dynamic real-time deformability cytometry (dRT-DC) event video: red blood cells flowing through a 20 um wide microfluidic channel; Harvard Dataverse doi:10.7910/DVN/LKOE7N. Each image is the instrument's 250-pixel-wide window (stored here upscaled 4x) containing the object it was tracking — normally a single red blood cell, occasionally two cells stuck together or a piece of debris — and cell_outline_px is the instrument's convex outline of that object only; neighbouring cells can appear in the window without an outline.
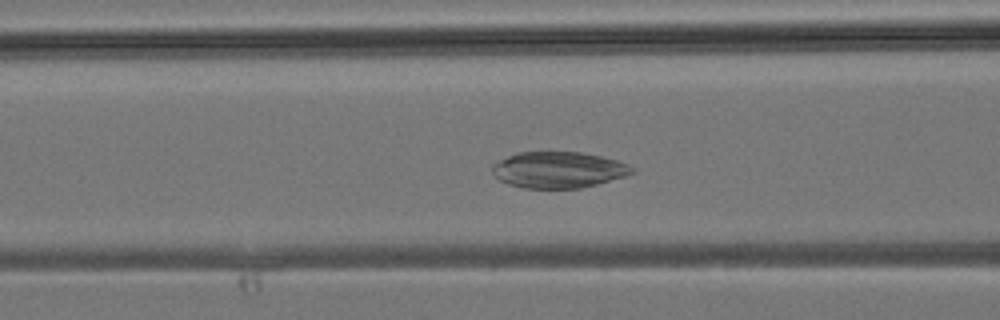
{"species": "common noctule bat (a hibernating species)", "species_latin": "Nyctalus noctula", "temperature_condition": "room temperature", "stored_images_in_passage": 36, "camera_frame_rate_fps": 3000, "um_per_image_px": 0.085, "animal": {"sex": "male", "body_mass_g": 19.2, "forearm_length_mm": 51.8}, "frame": {"image": 1, "passage_image": 13, "time_ms": 4.0, "image_size_px": [1000, 320], "cell_outline_px": [[636, 172], [624, 176], [596, 184], [580, 188], [524, 188], [508, 184], [500, 180], [492, 172], [492, 164], [516, 152], [584, 152], [616, 160], [628, 164], [636, 168]], "centroid_in_image_um": [47.47, 14.43], "position_along_channel_um": 119.1, "area_um2": 29.48}}
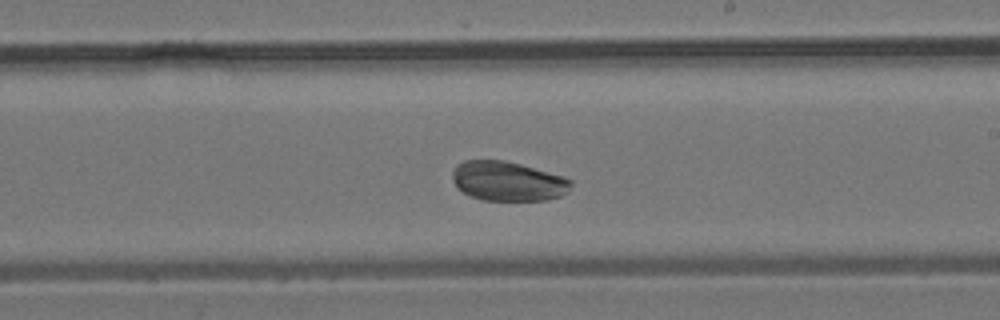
{"frame": {"image": 2, "passage_image": 20, "time_ms": 6.333, "image_size_px": [1000, 320], "cell_outline_px": [[572, 184], [568, 192], [560, 196], [544, 200], [484, 200], [472, 196], [456, 188], [452, 176], [452, 168], [456, 164], [464, 160], [504, 160], [520, 164], [564, 176], [572, 180]], "centroid_in_image_um": [43.15, 15.39], "position_along_channel_um": 245.8, "area_um2": 27.4}}
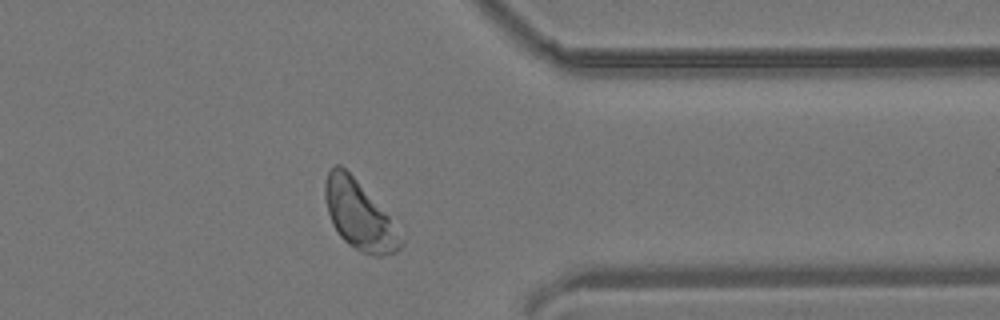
{"frame": {"image": 3, "passage_image": 28, "time_ms": 9.0, "image_size_px": [1000, 320], "cell_outline_px": [[404, 244], [396, 252], [380, 256], [372, 256], [360, 252], [348, 244], [340, 236], [332, 224], [328, 212], [324, 196], [324, 184], [328, 172], [336, 164], [340, 164], [356, 180], [388, 216], [404, 240]], "centroid_in_image_um": [30.51, 18.33], "position_along_channel_um": 380.9, "area_um2": 29.77}}